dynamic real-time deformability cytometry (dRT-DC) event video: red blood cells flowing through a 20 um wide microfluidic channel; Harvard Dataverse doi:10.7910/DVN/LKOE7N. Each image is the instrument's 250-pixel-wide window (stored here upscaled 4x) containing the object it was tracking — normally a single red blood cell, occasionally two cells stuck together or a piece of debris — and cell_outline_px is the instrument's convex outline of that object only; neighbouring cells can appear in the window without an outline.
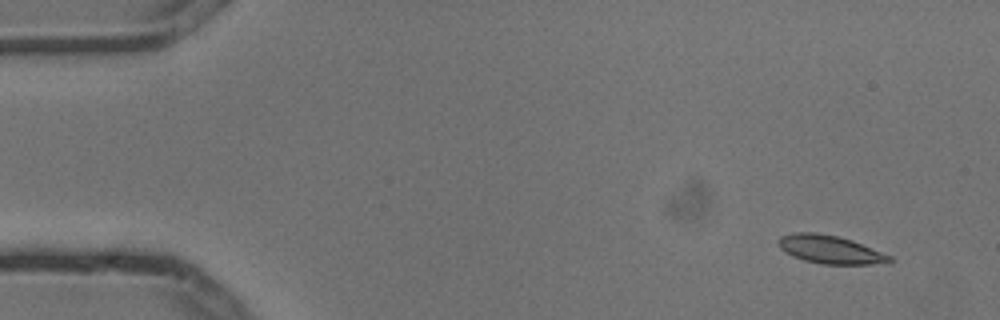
{"species": "common noctule bat (a hibernating species)", "species_latin": "Nyctalus noctula", "temperature_condition": "cold", "stored_images_in_passage": 9, "camera_frame_rate_fps": 3000, "um_per_image_px": 0.085, "animal": {"sex": "male", "body_mass_g": 13.3}, "frame": {"image": 1, "passage_image": 1, "time_ms": 0.0, "image_size_px": [1000, 320], "cell_outline_px": [[892, 264], [820, 264], [804, 260], [792, 256], [784, 252], [776, 244], [776, 240], [780, 236], [792, 232], [816, 232], [836, 236], [852, 240], [892, 256]], "centroid_in_image_um": [70.54, 21.21], "position_along_channel_um": 14.5, "area_um2": 18.61}}
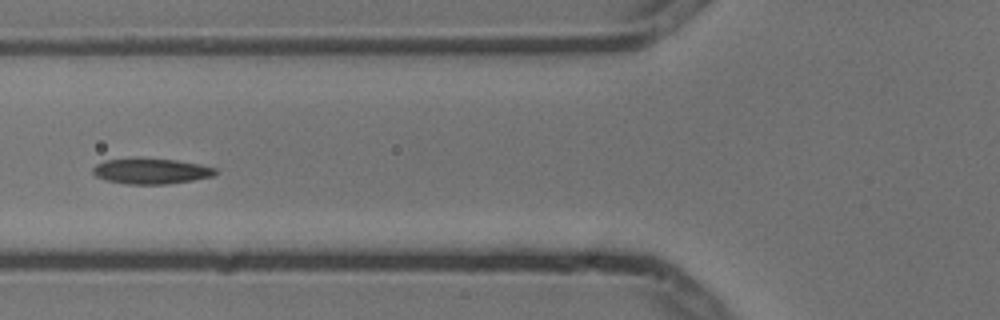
{"frame": {"image": 2, "passage_image": 6, "time_ms": 1.667, "image_size_px": [1000, 320], "cell_outline_px": [[220, 172], [212, 176], [192, 180], [168, 184], [128, 184], [108, 180], [96, 176], [92, 172], [92, 168], [96, 164], [104, 160], [136, 156], [140, 156], [176, 160], [200, 164], [216, 168]], "centroid_in_image_um": [12.83, 14.51], "position_along_channel_um": 113.0, "area_um2": 18.79}}
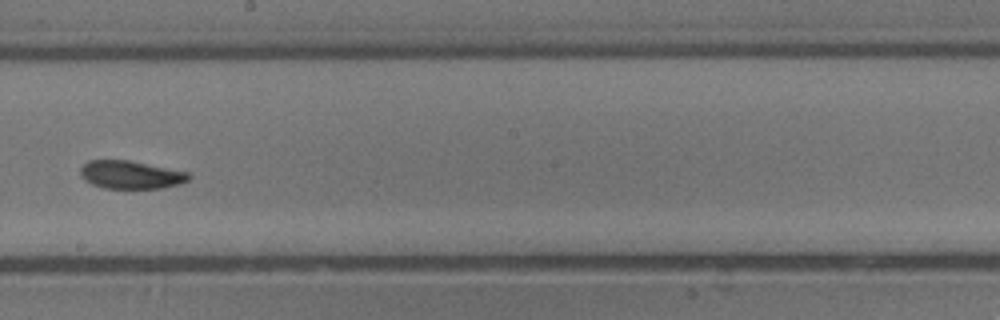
{"frame": {"image": 3, "passage_image": 9, "time_ms": 2.667, "image_size_px": [1000, 320], "cell_outline_px": [[192, 176], [188, 180], [180, 184], [160, 188], [104, 188], [92, 184], [84, 180], [80, 176], [80, 168], [88, 160], [128, 160], [188, 172]], "centroid_in_image_um": [11.1, 14.85], "position_along_channel_um": 237.1, "area_um2": 17.69}}